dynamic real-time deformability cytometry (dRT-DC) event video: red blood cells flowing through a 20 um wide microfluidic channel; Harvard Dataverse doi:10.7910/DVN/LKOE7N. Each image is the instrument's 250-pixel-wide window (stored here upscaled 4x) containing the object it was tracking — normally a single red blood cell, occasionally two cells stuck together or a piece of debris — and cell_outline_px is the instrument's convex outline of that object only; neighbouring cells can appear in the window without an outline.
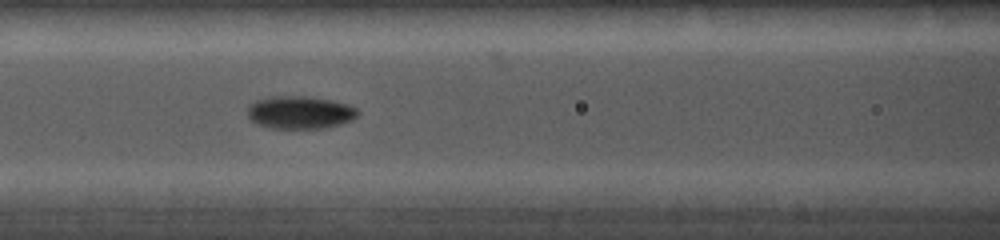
{"species": "common noctule bat (a hibernating species)", "species_latin": "Nyctalus noctula", "temperature_condition": "cold", "stored_images_in_passage": 10, "camera_frame_rate_fps": 5000, "um_per_image_px": 0.085, "animal": {"sex": "female", "body_mass_g": 19.0, "forearm_length_mm": 56.7}, "frame": {"image": 1, "passage_image": 9, "time_ms": 5.4, "image_size_px": [1000, 240], "cell_outline_px": [[360, 112], [352, 120], [328, 128], [272, 128], [256, 124], [248, 116], [248, 104], [256, 100], [272, 96], [308, 96], [332, 100], [348, 104], [356, 108]], "centroid_in_image_um": [25.5, 9.55], "position_along_channel_um": 141.1, "area_um2": 21.21}}